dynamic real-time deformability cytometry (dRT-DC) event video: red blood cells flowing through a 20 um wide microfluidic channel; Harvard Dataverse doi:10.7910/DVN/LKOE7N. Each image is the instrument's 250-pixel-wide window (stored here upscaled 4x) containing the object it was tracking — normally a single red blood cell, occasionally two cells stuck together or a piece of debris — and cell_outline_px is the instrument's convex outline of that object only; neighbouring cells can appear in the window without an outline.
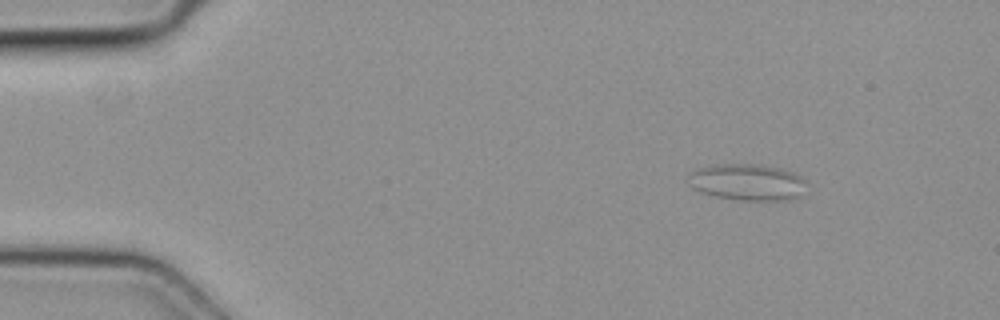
{"species": "common noctule bat (a hibernating species)", "species_latin": "Nyctalus noctula", "temperature_condition": "cold", "stored_images_in_passage": 4, "camera_frame_rate_fps": 3000, "um_per_image_px": 0.085, "animal": {"sex": "female", "body_mass_g": 19.3, "forearm_length_mm": 54.1}, "frame": {"image": 1, "passage_image": 1, "time_ms": 0.0, "image_size_px": [1000, 320], "cell_outline_px": [[804, 196], [788, 200], [740, 200], [716, 196], [692, 188], [688, 184], [692, 168], [708, 164], [752, 164], [776, 168], [792, 172], [800, 176], [804, 180]], "centroid_in_image_um": [63.49, 15.48], "position_along_channel_um": 21.5, "area_um2": 25.2}}